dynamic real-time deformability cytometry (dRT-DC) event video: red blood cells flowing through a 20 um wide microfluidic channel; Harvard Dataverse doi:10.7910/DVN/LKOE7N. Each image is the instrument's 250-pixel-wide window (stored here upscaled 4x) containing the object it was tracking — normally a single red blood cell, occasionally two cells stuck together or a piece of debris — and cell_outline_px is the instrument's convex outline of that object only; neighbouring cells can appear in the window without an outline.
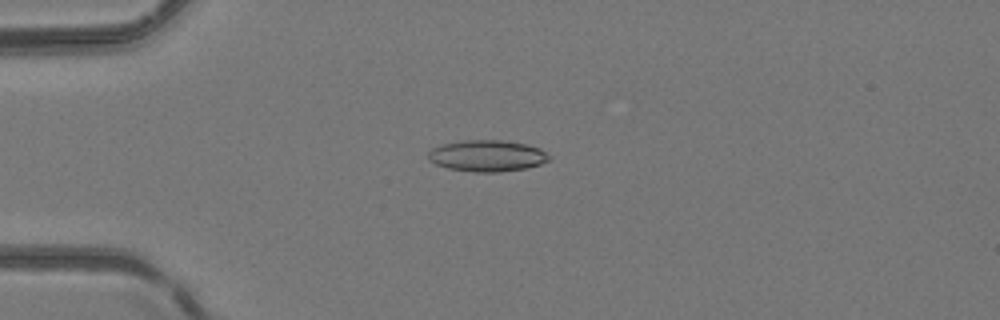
{"species": "common noctule bat (a hibernating species)", "species_latin": "Nyctalus noctula", "temperature_condition": "room temperature", "stored_images_in_passage": 48, "camera_frame_rate_fps": 3000, "um_per_image_px": 0.085, "animal": {"sex": "female", "body_mass_g": 24.6, "forearm_length_mm": 56.2}, "frame": {"image": 1, "passage_image": 13, "time_ms": 4.0, "image_size_px": [1000, 320], "cell_outline_px": [[552, 156], [548, 160], [540, 164], [528, 168], [500, 172], [476, 172], [448, 168], [436, 164], [428, 160], [428, 152], [432, 148], [444, 144], [460, 140], [500, 140], [524, 144], [540, 148]], "centroid_in_image_um": [41.41, 13.24], "position_along_channel_um": 43.6, "area_um2": 22.14}}
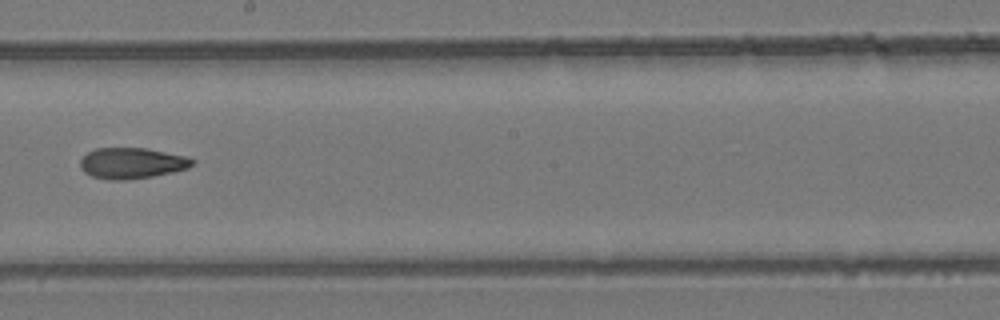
{"frame": {"image": 2, "passage_image": 28, "time_ms": 9.0, "image_size_px": [1000, 320], "cell_outline_px": [[196, 160], [188, 168], [172, 172], [152, 176], [124, 180], [112, 180], [92, 176], [84, 172], [80, 168], [80, 160], [88, 152], [96, 148], [148, 148], [188, 156]], "centroid_in_image_um": [11.22, 13.86], "position_along_channel_um": 237.0, "area_um2": 20.23}}
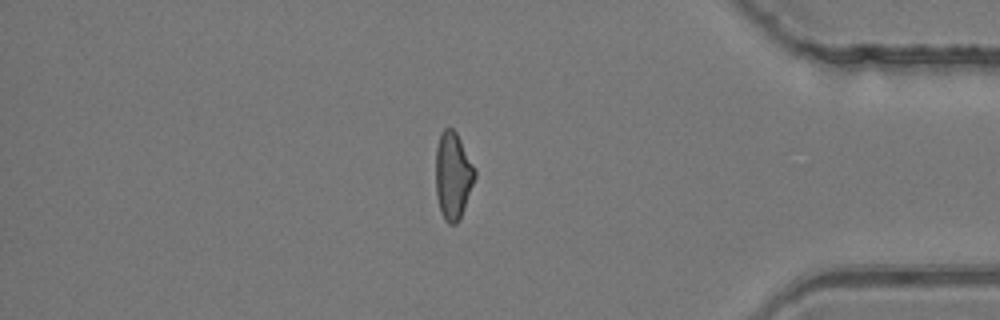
{"frame": {"image": 3, "passage_image": 41, "time_ms": 13.333, "image_size_px": [1000, 320], "cell_outline_px": [[476, 176], [464, 208], [456, 224], [448, 224], [444, 220], [440, 212], [436, 196], [436, 148], [440, 132], [444, 128], [452, 128], [456, 132], [476, 168]], "centroid_in_image_um": [38.49, 14.92], "position_along_channel_um": 396.7, "area_um2": 20.0}}